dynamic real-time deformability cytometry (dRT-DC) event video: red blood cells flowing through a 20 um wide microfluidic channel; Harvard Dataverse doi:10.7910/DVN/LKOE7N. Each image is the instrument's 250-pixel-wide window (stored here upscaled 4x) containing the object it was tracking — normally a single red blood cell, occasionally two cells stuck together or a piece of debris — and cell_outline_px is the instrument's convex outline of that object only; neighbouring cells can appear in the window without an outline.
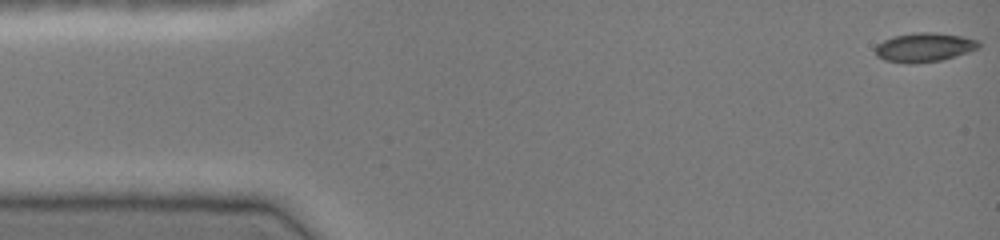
{"species": "common noctule bat (a hibernating species)", "species_latin": "Nyctalus noctula", "temperature_condition": "cold", "stored_images_in_passage": 46, "camera_frame_rate_fps": 3000, "um_per_image_px": 0.085, "animal": {"sex": "female", "body_mass_g": 19.0, "forearm_length_mm": 51.5}, "frame": {"image": 1, "passage_image": 1, "time_ms": 0.0, "image_size_px": [1000, 240], "cell_outline_px": [[980, 48], [968, 52], [940, 60], [908, 64], [884, 60], [876, 56], [876, 44], [892, 36], [916, 32], [936, 32], [964, 36], [980, 40]], "centroid_in_image_um": [78.57, 4.01], "position_along_channel_um": 6.4, "area_um2": 17.69}}
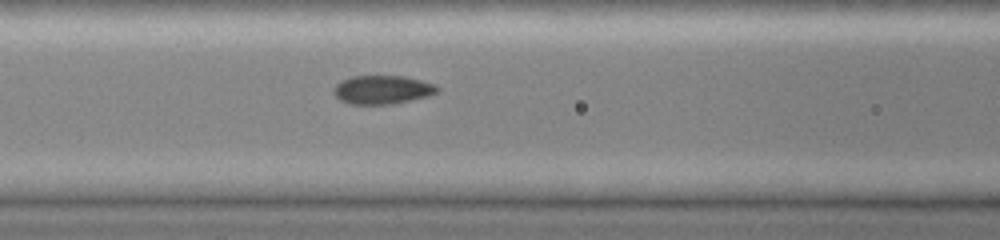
{"frame": {"image": 2, "passage_image": 19, "time_ms": 6.0, "image_size_px": [1000, 240], "cell_outline_px": [[440, 88], [436, 92], [428, 96], [392, 104], [348, 104], [340, 100], [332, 92], [336, 84], [352, 76], [404, 76], [436, 84]], "centroid_in_image_um": [32.5, 7.63], "position_along_channel_um": 134.1, "area_um2": 17.22}}
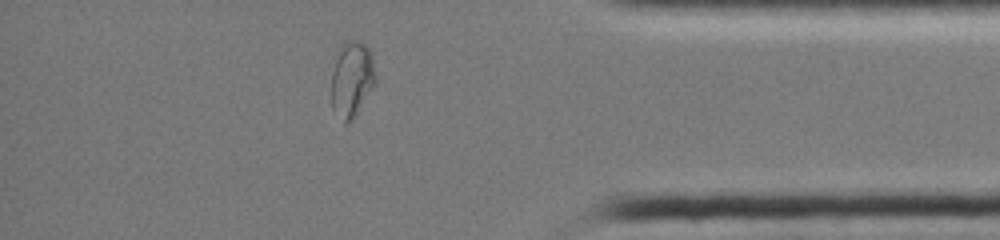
{"frame": {"image": 3, "passage_image": 40, "time_ms": 13.0, "image_size_px": [1000, 240], "cell_outline_px": [[376, 84], [356, 112], [344, 124], [332, 108], [332, 72], [336, 52], [340, 44], [348, 40], [356, 40], [364, 44], [368, 48], [372, 56], [376, 76]], "centroid_in_image_um": [29.9, 6.66], "position_along_channel_um": 405.3, "area_um2": 19.36}}